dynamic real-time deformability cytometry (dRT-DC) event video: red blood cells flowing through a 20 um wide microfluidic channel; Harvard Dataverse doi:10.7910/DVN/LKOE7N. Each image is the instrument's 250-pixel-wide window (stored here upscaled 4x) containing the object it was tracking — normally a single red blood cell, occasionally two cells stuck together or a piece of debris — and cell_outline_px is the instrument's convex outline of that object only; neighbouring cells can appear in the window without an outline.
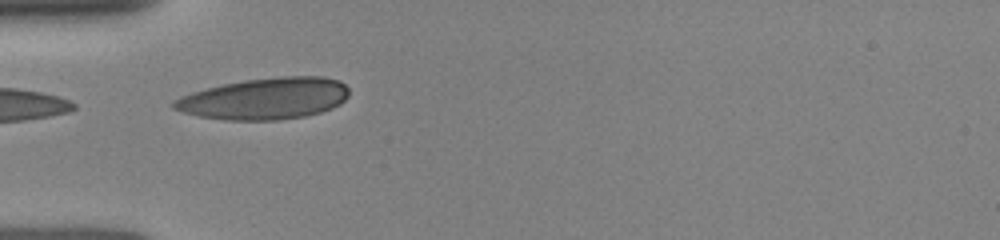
{"species": "human", "species_latin": "Homo sapiens", "temperature_condition": "room temperature", "stored_images_in_passage": 7, "camera_frame_rate_fps": 3000, "um_per_image_px": 0.085, "donor": {"sex": "female"}, "frame": {"image": 1, "passage_image": 4, "time_ms": 1.667, "image_size_px": [1000, 240], "cell_outline_px": [[348, 96], [340, 104], [332, 108], [320, 112], [304, 116], [280, 120], [224, 120], [200, 116], [184, 112], [172, 108], [172, 100], [180, 96], [192, 92], [224, 84], [244, 80], [280, 76], [320, 76], [340, 80], [348, 88]], "centroid_in_image_um": [22.52, 8.38], "position_along_channel_um": 62.5, "area_um2": 42.43}}
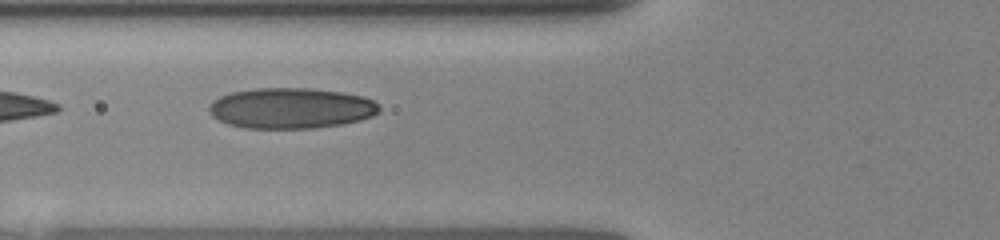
{"frame": {"image": 2, "passage_image": 6, "time_ms": 2.667, "image_size_px": [1000, 240], "cell_outline_px": [[380, 112], [372, 116], [360, 120], [340, 124], [312, 128], [244, 128], [228, 124], [212, 116], [208, 108], [212, 100], [220, 96], [232, 92], [256, 88], [308, 88], [340, 92], [360, 96], [372, 100], [380, 104]], "centroid_in_image_um": [24.72, 9.19], "position_along_channel_um": 101.1, "area_um2": 40.23}}